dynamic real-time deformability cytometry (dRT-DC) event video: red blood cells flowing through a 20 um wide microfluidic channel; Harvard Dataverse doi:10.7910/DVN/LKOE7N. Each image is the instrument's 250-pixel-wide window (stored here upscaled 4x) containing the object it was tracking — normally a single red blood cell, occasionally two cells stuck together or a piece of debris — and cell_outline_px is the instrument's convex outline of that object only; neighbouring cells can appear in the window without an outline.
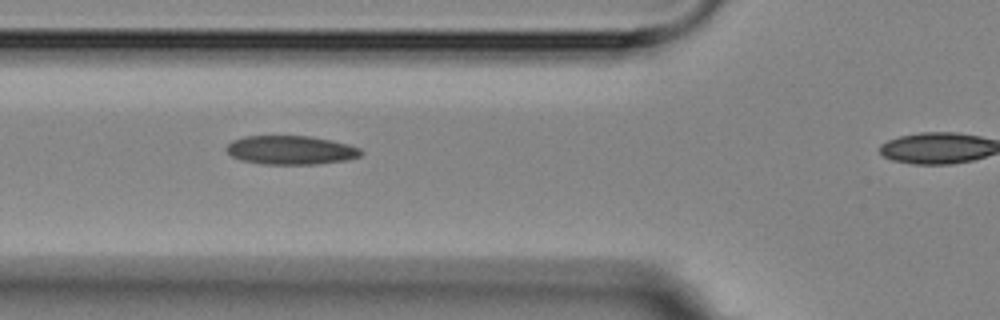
{"species": "Egyptian fruit bat (a non-hibernating species)", "species_latin": "Rousettus aegyptiacus", "temperature_condition": "room temperature", "stored_images_in_passage": 11, "camera_frame_rate_fps": 3000, "um_per_image_px": 0.085, "animal": {"sex": "female"}, "frame": {"image": 1, "passage_image": 3, "time_ms": 3.0, "image_size_px": [1000, 320], "cell_outline_px": [[364, 152], [360, 156], [348, 160], [316, 164], [264, 164], [240, 160], [232, 156], [224, 148], [232, 140], [244, 136], [312, 136], [332, 140], [348, 144], [360, 148]], "centroid_in_image_um": [24.73, 12.75], "position_along_channel_um": 101.1, "area_um2": 22.77}}
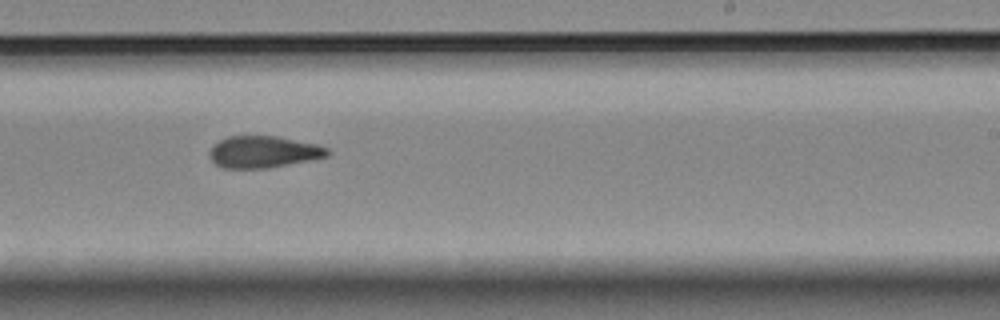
{"frame": {"image": 2, "passage_image": 7, "time_ms": 7.667, "image_size_px": [1000, 320], "cell_outline_px": [[332, 152], [328, 156], [268, 168], [224, 168], [216, 164], [208, 156], [208, 152], [212, 144], [228, 136], [276, 136], [316, 144], [328, 148]], "centroid_in_image_um": [22.36, 12.91], "position_along_channel_um": 266.6, "area_um2": 21.85}}
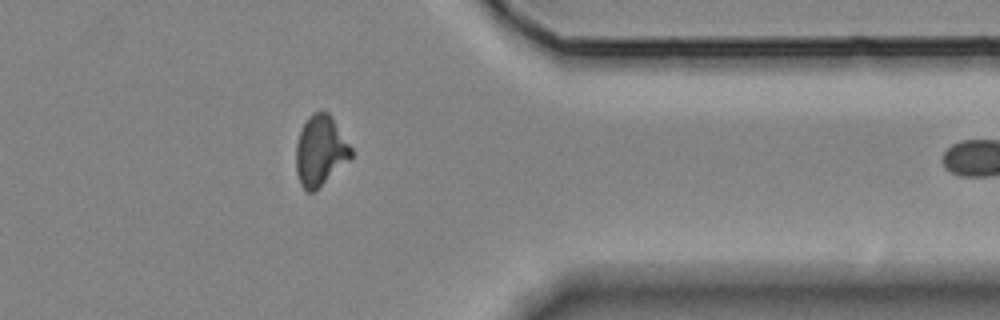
{"frame": {"image": 3, "passage_image": 10, "time_ms": 11.333, "image_size_px": [1000, 320], "cell_outline_px": [[352, 156], [348, 160], [312, 192], [308, 192], [300, 184], [296, 172], [296, 144], [300, 132], [308, 116], [312, 112], [328, 112], [352, 148]], "centroid_in_image_um": [27.2, 12.79], "position_along_channel_um": 384.2, "area_um2": 21.96}, "authors_computed_cell_mechanics": {"area_um2": 22.4842, "velocity_mm_per_s": 3.5439, "shape_relaxation_time_tau1_ms": 5.0133, "shape_relaxation_time_tau2_ms": 2.3985, "deformation_change_tau1": 0.1182, "deformation_change_tau2": 0.093}}